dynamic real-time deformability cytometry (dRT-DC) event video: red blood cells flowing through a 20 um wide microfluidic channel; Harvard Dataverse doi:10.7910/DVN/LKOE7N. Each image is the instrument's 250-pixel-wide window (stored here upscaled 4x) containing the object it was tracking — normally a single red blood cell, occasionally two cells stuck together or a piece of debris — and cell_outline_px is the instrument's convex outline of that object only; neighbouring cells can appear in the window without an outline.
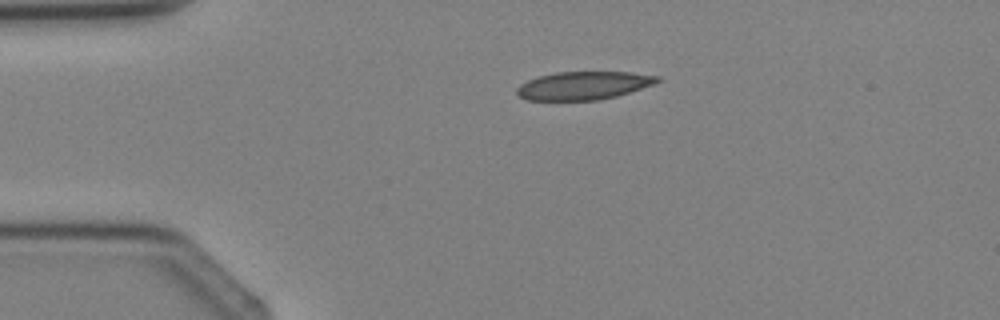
{"species": "Egyptian fruit bat (a non-hibernating species)", "species_latin": "Rousettus aegyptiacus", "temperature_condition": "cold", "stored_images_in_passage": 2, "camera_frame_rate_fps": 3000, "um_per_image_px": 0.085, "animal": {"sex": "female"}, "frame": {"image": 1, "passage_image": 1, "time_ms": 0.0, "image_size_px": [1000, 320], "cell_outline_px": [[660, 80], [652, 84], [616, 96], [596, 100], [528, 100], [520, 96], [516, 92], [516, 88], [520, 84], [528, 80], [540, 76], [556, 72], [632, 72], [660, 76]], "centroid_in_image_um": [49.58, 7.26], "position_along_channel_um": 35.4, "area_um2": 22.77}}
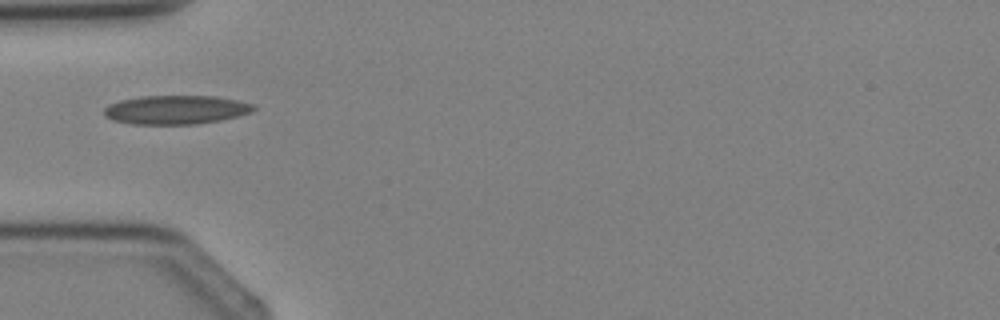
{"frame": {"image": 2, "passage_image": 2, "time_ms": 1.333, "image_size_px": [1000, 320], "cell_outline_px": [[256, 108], [252, 112], [220, 120], [196, 124], [132, 124], [112, 120], [104, 116], [104, 108], [108, 104], [120, 100], [140, 96], [216, 96], [236, 100], [252, 104]], "centroid_in_image_um": [14.91, 9.33], "position_along_channel_um": 70.1, "area_um2": 25.14}}